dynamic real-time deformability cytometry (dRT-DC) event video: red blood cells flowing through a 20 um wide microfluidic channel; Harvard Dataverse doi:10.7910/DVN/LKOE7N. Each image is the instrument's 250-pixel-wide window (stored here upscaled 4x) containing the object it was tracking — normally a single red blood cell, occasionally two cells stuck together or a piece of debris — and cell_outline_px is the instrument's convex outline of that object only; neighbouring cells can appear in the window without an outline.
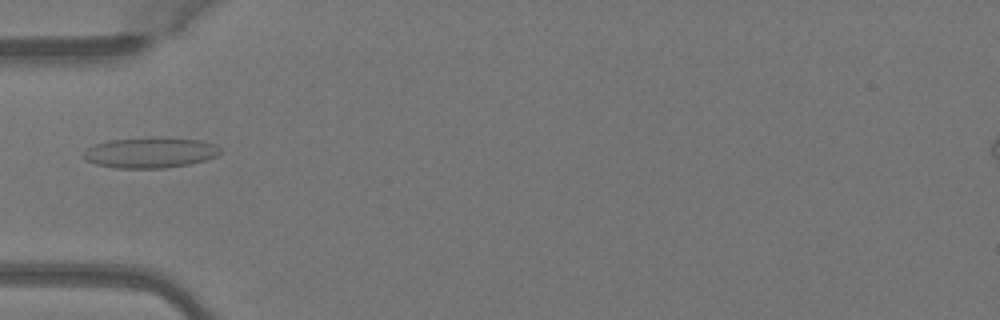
{"species": "Egyptian fruit bat (a non-hibernating species)", "species_latin": "Rousettus aegyptiacus", "temperature_condition": "warm", "stored_images_in_passage": 1, "camera_frame_rate_fps": 3000, "um_per_image_px": 0.085, "animal": {"sex": "female"}, "frame": {"image": 1, "passage_image": 1, "time_ms": 0.0, "image_size_px": [1000, 320], "cell_outline_px": [[220, 152], [216, 156], [204, 160], [188, 164], [164, 168], [116, 168], [96, 164], [84, 160], [80, 156], [88, 148], [96, 144], [108, 140], [148, 136], [152, 136], [204, 140], [216, 144], [220, 148]], "centroid_in_image_um": [12.75, 12.95], "position_along_channel_um": 72.2, "area_um2": 24.8}}